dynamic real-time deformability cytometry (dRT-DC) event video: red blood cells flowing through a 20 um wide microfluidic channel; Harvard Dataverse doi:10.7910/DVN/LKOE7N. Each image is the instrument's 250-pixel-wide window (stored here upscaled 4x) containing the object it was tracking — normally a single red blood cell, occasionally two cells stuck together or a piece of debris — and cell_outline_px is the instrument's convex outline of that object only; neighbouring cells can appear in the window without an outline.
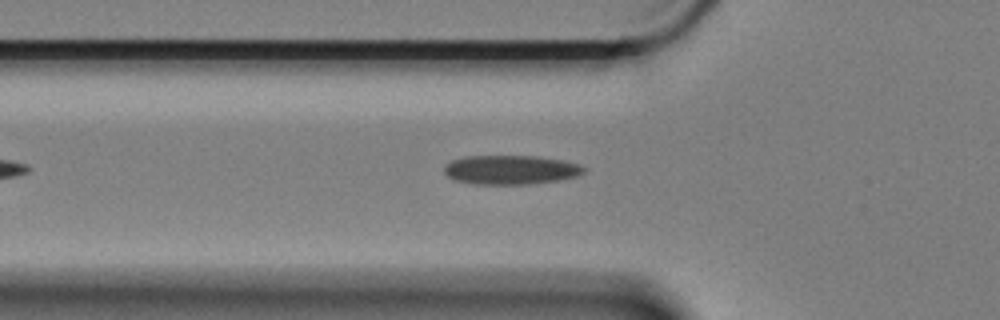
{"species": "Egyptian fruit bat (a non-hibernating species)", "species_latin": "Rousettus aegyptiacus", "temperature_condition": "cold", "stored_images_in_passage": 21, "camera_frame_rate_fps": 3000, "um_per_image_px": 0.085, "animal": {"sex": "female"}, "frame": {"image": 1, "passage_image": 9, "time_ms": 2.667, "image_size_px": [1000, 320], "cell_outline_px": [[584, 172], [576, 176], [556, 180], [528, 184], [476, 184], [456, 180], [448, 176], [444, 172], [444, 168], [452, 160], [464, 156], [540, 156], [580, 164], [584, 168]], "centroid_in_image_um": [43.4, 14.42], "position_along_channel_um": 82.4, "area_um2": 23.47}}
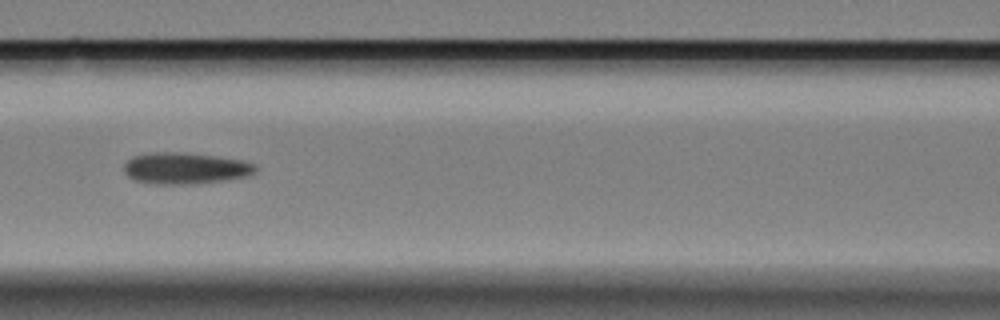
{"frame": {"image": 2, "passage_image": 15, "time_ms": 4.667, "image_size_px": [1000, 320], "cell_outline_px": [[256, 168], [252, 172], [244, 176], [220, 180], [180, 184], [156, 184], [136, 180], [128, 176], [124, 172], [124, 164], [132, 156], [152, 152], [172, 152], [212, 156], [240, 160], [256, 164]], "centroid_in_image_um": [15.65, 14.29], "position_along_channel_um": 150.9, "area_um2": 23.29}}
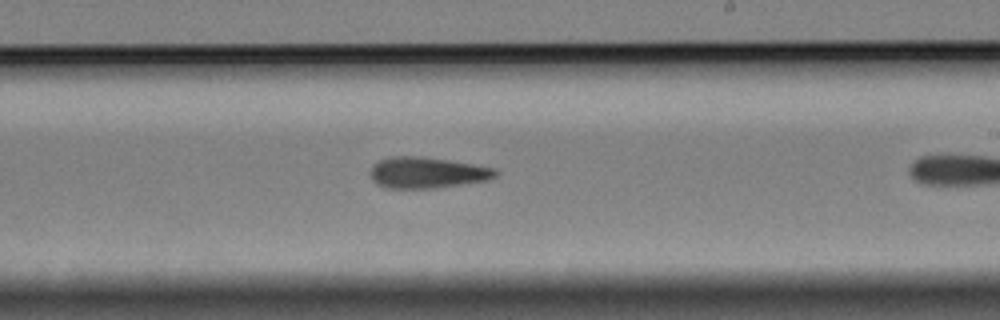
{"frame": {"image": 3, "passage_image": 20, "time_ms": 6.333, "image_size_px": [1000, 320], "cell_outline_px": [[500, 172], [496, 176], [488, 180], [428, 188], [388, 188], [372, 180], [372, 168], [380, 160], [392, 156], [420, 156], [448, 160], [496, 168]], "centroid_in_image_um": [36.35, 14.66], "position_along_channel_um": 252.7, "area_um2": 22.2}}